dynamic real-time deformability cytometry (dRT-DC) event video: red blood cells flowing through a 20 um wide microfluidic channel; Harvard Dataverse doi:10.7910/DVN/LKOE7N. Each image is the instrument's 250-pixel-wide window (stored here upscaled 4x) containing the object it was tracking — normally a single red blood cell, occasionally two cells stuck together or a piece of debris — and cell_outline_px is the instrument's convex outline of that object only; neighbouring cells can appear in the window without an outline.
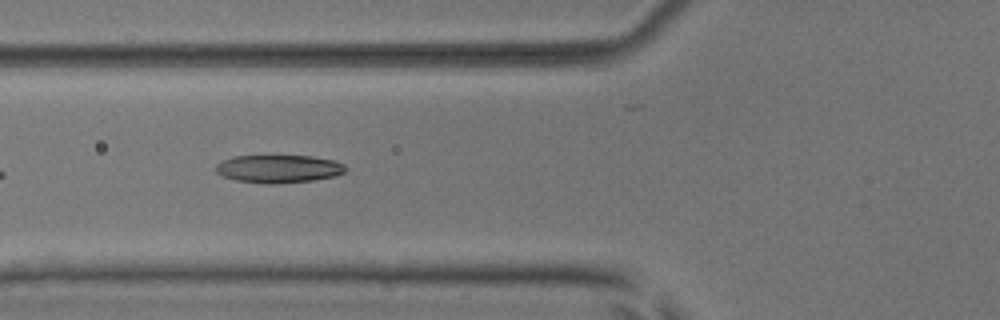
{"species": "common noctule bat (a hibernating species)", "species_latin": "Nyctalus noctula", "temperature_condition": "room temperature", "stored_images_in_passage": 5, "camera_frame_rate_fps": 3000, "um_per_image_px": 0.085, "animal": {"sex": "male", "body_mass_g": 17.9, "forearm_length_mm": 54.2}, "frame": {"image": 1, "passage_image": 3, "time_ms": 2.333, "image_size_px": [1000, 320], "cell_outline_px": [[348, 168], [344, 172], [336, 176], [312, 180], [272, 184], [268, 184], [236, 180], [224, 176], [216, 172], [216, 164], [220, 160], [232, 156], [312, 156], [336, 160], [344, 164]], "centroid_in_image_um": [23.7, 14.34], "position_along_channel_um": 102.1, "area_um2": 21.21}}
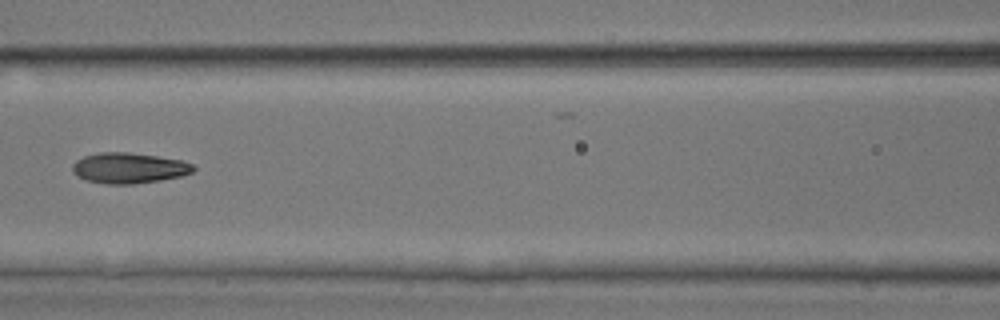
{"frame": {"image": 2, "passage_image": 4, "time_ms": 3.667, "image_size_px": [1000, 320], "cell_outline_px": [[196, 168], [192, 172], [180, 176], [160, 180], [132, 184], [108, 184], [84, 180], [76, 176], [72, 172], [72, 164], [76, 160], [84, 156], [100, 152], [128, 152], [156, 156], [180, 160], [192, 164]], "centroid_in_image_um": [10.91, 14.28], "position_along_channel_um": 155.7, "area_um2": 21.56}}
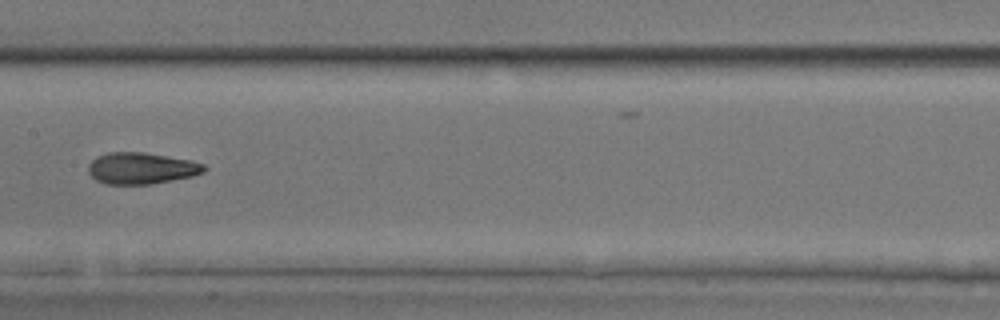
{"frame": {"image": 3, "passage_image": 5, "time_ms": 4.667, "image_size_px": [1000, 320], "cell_outline_px": [[208, 168], [204, 172], [192, 176], [152, 184], [104, 184], [96, 180], [88, 172], [88, 164], [96, 156], [108, 152], [144, 152], [192, 160], [204, 164]], "centroid_in_image_um": [12.02, 14.3], "position_along_channel_um": 195.4, "area_um2": 21.44}}